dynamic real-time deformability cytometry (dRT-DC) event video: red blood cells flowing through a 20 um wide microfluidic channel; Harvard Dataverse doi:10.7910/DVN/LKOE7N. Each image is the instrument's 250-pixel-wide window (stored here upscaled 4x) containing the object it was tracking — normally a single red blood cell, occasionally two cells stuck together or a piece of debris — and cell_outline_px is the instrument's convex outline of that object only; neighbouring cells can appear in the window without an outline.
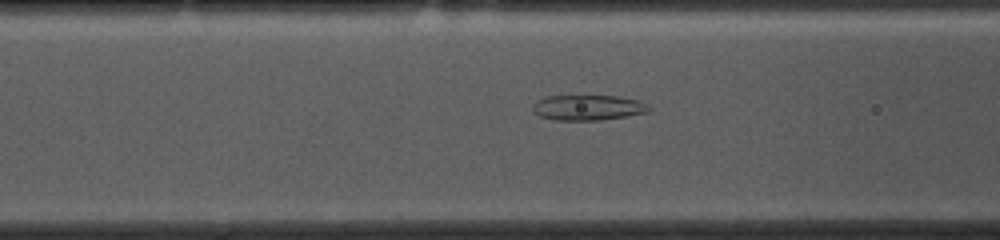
{"species": "common noctule bat (a hibernating species)", "species_latin": "Nyctalus noctula", "temperature_condition": "cold", "stored_images_in_passage": 53, "camera_frame_rate_fps": 3000, "um_per_image_px": 0.085, "animal": {"sex": "female", "body_mass_g": 10.0, "forearm_length_mm": 53.1}, "frame": {"image": 1, "passage_image": 19, "time_ms": 6.0, "image_size_px": [1000, 240], "cell_outline_px": [[652, 108], [648, 112], [600, 120], [556, 120], [540, 116], [532, 112], [532, 104], [536, 100], [548, 96], [616, 96], [636, 100], [648, 104]], "centroid_in_image_um": [49.94, 9.14], "position_along_channel_um": 116.7, "area_um2": 17.11}}
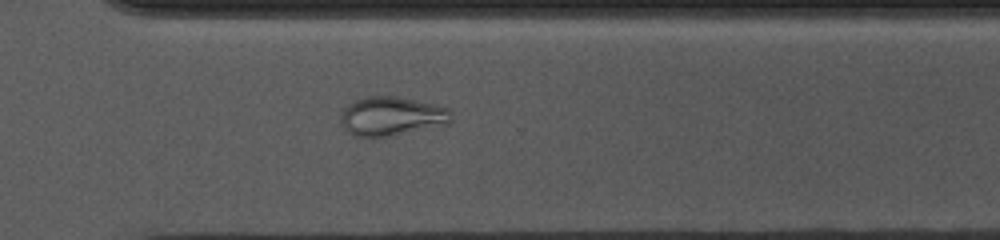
{"frame": {"image": 2, "passage_image": 37, "time_ms": 12.0, "image_size_px": [1000, 240], "cell_outline_px": [[452, 120], [448, 124], [392, 136], [352, 136], [340, 124], [340, 116], [344, 108], [348, 104], [356, 100], [368, 96], [396, 96], [436, 104], [448, 108], [452, 112]], "centroid_in_image_um": [33.3, 9.88], "position_along_channel_um": 337.3, "area_um2": 25.32}}
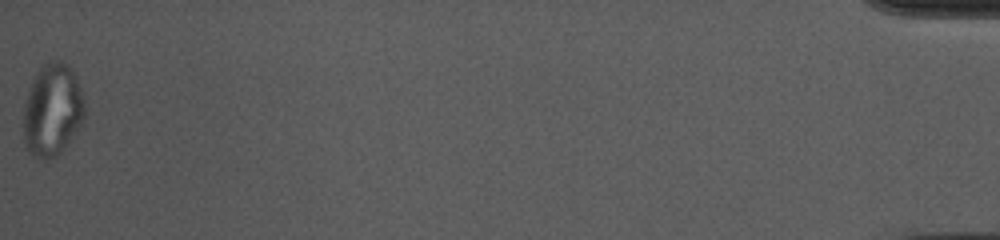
{"frame": {"image": 3, "passage_image": 53, "time_ms": 17.333, "image_size_px": [1000, 240], "cell_outline_px": [[84, 120], [64, 148], [56, 156], [48, 160], [32, 156], [28, 152], [24, 144], [24, 104], [32, 80], [40, 64], [52, 60], [60, 60], [68, 64], [76, 72], [84, 100]], "centroid_in_image_um": [4.45, 9.31], "position_along_channel_um": 430.7, "area_um2": 33.47}, "authors_computed_cell_mechanics": {"area_um2": 23.7558, "velocity_mm_per_s": 3.6865, "shape_relaxation_time_tau1_ms": null, "shape_relaxation_time_tau2_ms": 1.7351, "deformation_change_tau1": null, "deformation_change_tau2": 0.0721}}